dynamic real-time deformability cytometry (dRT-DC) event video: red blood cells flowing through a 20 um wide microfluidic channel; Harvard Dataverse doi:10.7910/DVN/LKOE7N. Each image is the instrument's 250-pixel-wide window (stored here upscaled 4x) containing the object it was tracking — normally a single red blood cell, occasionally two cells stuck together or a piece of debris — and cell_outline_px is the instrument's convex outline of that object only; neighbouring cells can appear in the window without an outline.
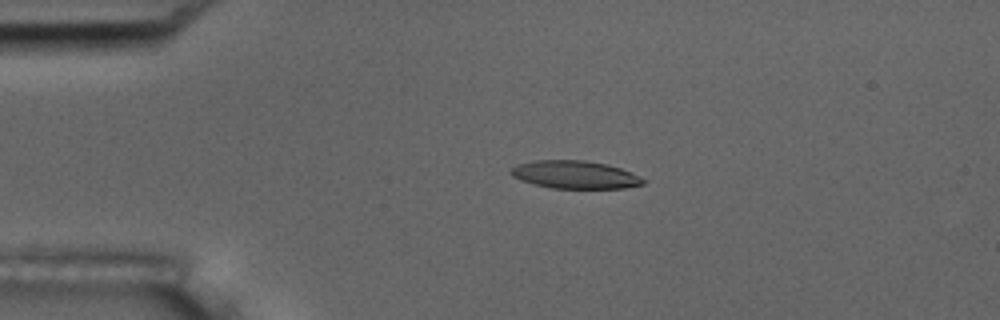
{"species": "common noctule bat (a hibernating species)", "species_latin": "Nyctalus noctula", "temperature_condition": "room temperature", "stored_images_in_passage": 5, "camera_frame_rate_fps": 3000, "um_per_image_px": 0.085, "animal": {"sex": "male", "body_mass_g": 17.5, "forearm_length_mm": 52.3}, "frame": {"image": 1, "passage_image": 4, "time_ms": 3.667, "image_size_px": [1000, 320], "cell_outline_px": [[648, 180], [644, 184], [624, 188], [552, 188], [520, 180], [512, 176], [508, 172], [516, 164], [536, 160], [584, 160], [608, 164], [620, 168]], "centroid_in_image_um": [48.87, 14.84], "position_along_channel_um": 36.1, "area_um2": 21.5}}